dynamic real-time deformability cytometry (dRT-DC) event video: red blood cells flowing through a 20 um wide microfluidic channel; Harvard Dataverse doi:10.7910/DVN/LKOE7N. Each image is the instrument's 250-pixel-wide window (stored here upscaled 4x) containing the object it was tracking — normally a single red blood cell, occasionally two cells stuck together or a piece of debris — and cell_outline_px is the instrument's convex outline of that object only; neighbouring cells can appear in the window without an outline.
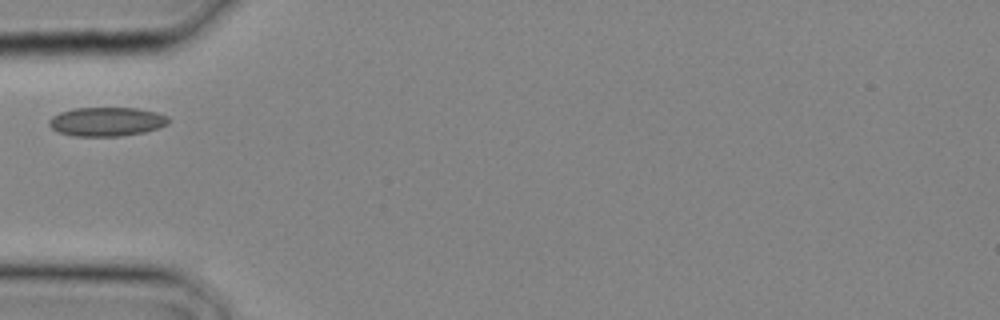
{"species": "common noctule bat (a hibernating species)", "species_latin": "Nyctalus noctula", "temperature_condition": "cold", "stored_images_in_passage": 2, "camera_frame_rate_fps": 3000, "um_per_image_px": 0.085, "animal": {"sex": "male", "body_mass_g": 20.4}, "frame": {"image": 1, "passage_image": 2, "time_ms": 0.333, "image_size_px": [1000, 320], "cell_outline_px": [[168, 124], [144, 132], [120, 136], [72, 136], [60, 132], [52, 128], [48, 124], [48, 120], [52, 116], [60, 112], [76, 108], [136, 108], [156, 112], [168, 116]], "centroid_in_image_um": [9.04, 10.34], "position_along_channel_um": 76.0, "area_um2": 20.06}}